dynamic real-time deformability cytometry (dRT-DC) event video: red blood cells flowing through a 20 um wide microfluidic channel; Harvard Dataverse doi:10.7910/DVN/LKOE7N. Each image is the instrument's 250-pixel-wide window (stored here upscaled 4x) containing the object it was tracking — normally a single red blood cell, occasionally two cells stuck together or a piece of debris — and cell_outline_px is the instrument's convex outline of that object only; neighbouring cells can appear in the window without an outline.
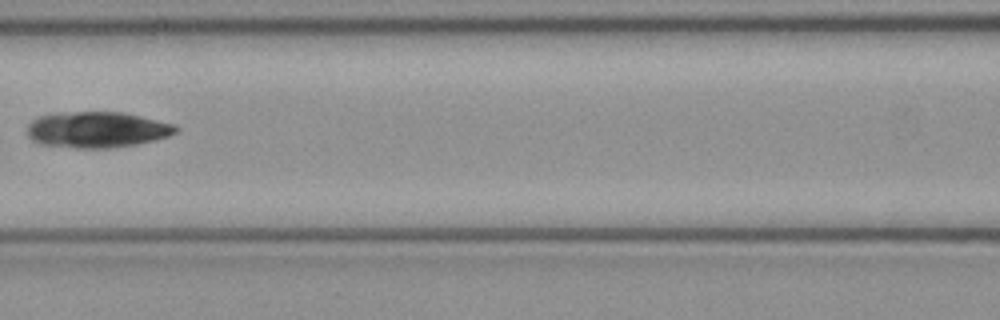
{"species": "common noctule bat (a hibernating species)", "species_latin": "Nyctalus noctula", "temperature_condition": "cold", "stored_images_in_passage": 3, "camera_frame_rate_fps": 3000, "um_per_image_px": 0.085, "animal": {"sex": "female", "body_mass_g": 21.9}, "frame": {"image": 1, "passage_image": 3, "time_ms": 0.667, "image_size_px": [1000, 320], "cell_outline_px": [[180, 128], [176, 132], [168, 136], [136, 144], [112, 148], [76, 148], [40, 144], [32, 140], [28, 136], [28, 124], [32, 120], [40, 116], [56, 112], [124, 112], [176, 124]], "centroid_in_image_um": [8.25, 11.01], "position_along_channel_um": 158.4, "area_um2": 31.33}}